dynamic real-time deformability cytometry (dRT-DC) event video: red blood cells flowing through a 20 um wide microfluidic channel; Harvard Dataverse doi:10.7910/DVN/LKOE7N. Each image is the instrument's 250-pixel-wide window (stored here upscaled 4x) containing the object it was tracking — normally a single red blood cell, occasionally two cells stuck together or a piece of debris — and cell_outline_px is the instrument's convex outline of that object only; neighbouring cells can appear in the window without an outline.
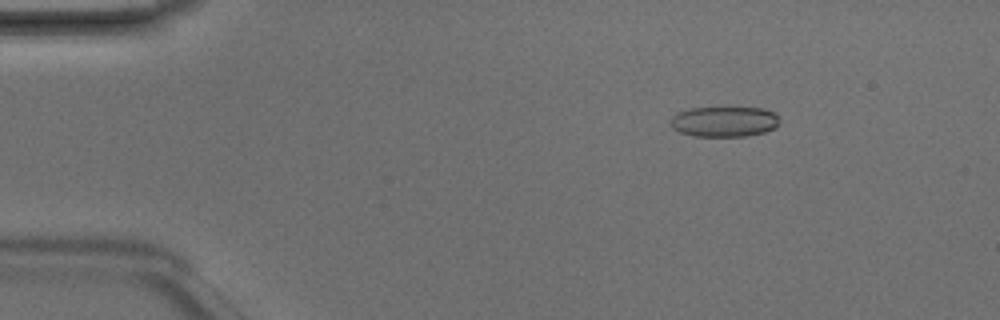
{"species": "Egyptian fruit bat (a non-hibernating species)", "species_latin": "Rousettus aegyptiacus", "temperature_condition": "room temperature", "stored_images_in_passage": 4, "camera_frame_rate_fps": 3000, "um_per_image_px": 0.085, "animal": {"sex": "male"}, "frame": {"image": 1, "passage_image": 2, "time_ms": 0.333, "image_size_px": [1000, 320], "cell_outline_px": [[780, 120], [776, 128], [764, 132], [744, 136], [692, 136], [680, 132], [672, 128], [672, 116], [688, 108], [724, 104], [764, 108], [772, 112]], "centroid_in_image_um": [61.57, 10.27], "position_along_channel_um": 23.4, "area_um2": 20.23}}
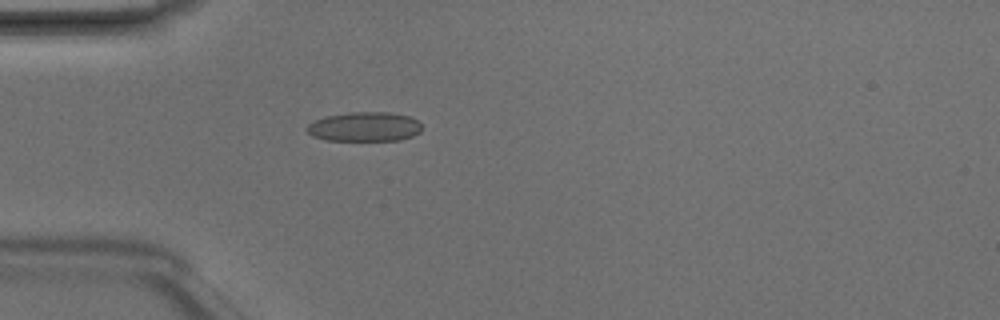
{"frame": {"image": 2, "passage_image": 4, "time_ms": 1.0, "image_size_px": [1000, 320], "cell_outline_px": [[424, 128], [420, 132], [412, 136], [400, 140], [328, 140], [312, 136], [304, 128], [308, 124], [324, 116], [352, 112], [388, 112], [408, 116], [416, 120]], "centroid_in_image_um": [30.98, 10.77], "position_along_channel_um": 54.0, "area_um2": 19.71}}